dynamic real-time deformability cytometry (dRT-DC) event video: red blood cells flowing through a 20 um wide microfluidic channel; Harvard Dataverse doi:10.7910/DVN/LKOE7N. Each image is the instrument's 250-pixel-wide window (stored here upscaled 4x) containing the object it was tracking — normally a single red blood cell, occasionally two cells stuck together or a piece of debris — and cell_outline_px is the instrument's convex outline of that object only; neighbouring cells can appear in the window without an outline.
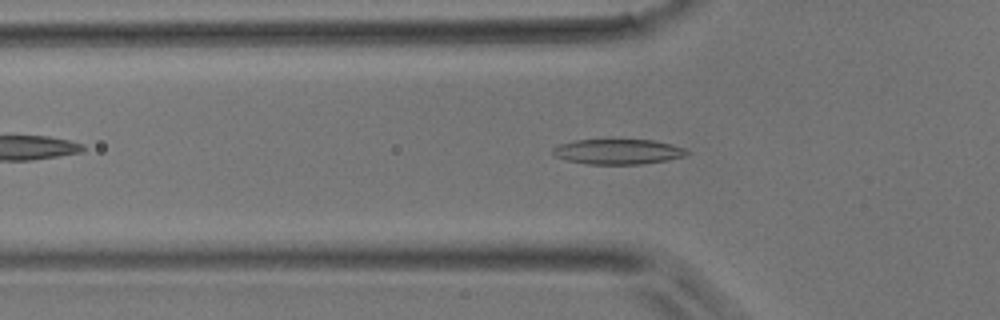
{"species": "common noctule bat (a hibernating species)", "species_latin": "Nyctalus noctula", "temperature_condition": "room temperature", "stored_images_in_passage": 40, "camera_frame_rate_fps": 3000, "um_per_image_px": 0.085, "animal": {"sex": "male", "body_mass_g": 17.9}, "frame": {"image": 1, "passage_image": 12, "time_ms": 3.667, "image_size_px": [1000, 320], "cell_outline_px": [[692, 152], [684, 156], [668, 160], [644, 164], [588, 164], [568, 160], [552, 156], [552, 148], [560, 144], [576, 140], [652, 140], [672, 144], [684, 148]], "centroid_in_image_um": [52.54, 12.89], "position_along_channel_um": 73.3, "area_um2": 19.71}}
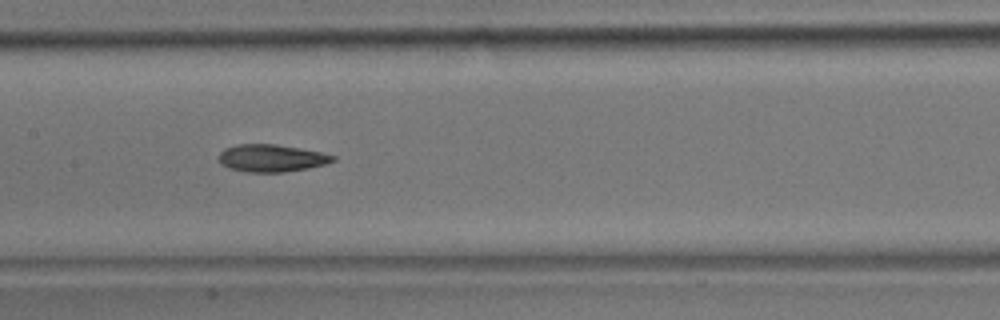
{"frame": {"image": 2, "passage_image": 20, "time_ms": 6.333, "image_size_px": [1000, 320], "cell_outline_px": [[336, 160], [324, 164], [308, 168], [284, 172], [248, 172], [228, 168], [220, 164], [220, 152], [224, 148], [236, 144], [276, 144], [300, 148], [320, 152], [336, 156]], "centroid_in_image_um": [23.06, 13.44], "position_along_channel_um": 184.3, "area_um2": 18.21}}
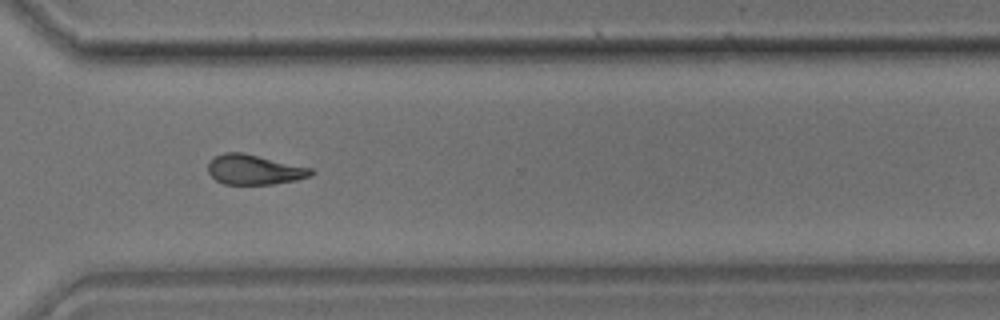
{"frame": {"image": 3, "passage_image": 32, "time_ms": 10.333, "image_size_px": [1000, 320], "cell_outline_px": [[316, 172], [312, 176], [296, 180], [272, 184], [224, 184], [216, 180], [208, 172], [208, 164], [216, 156], [224, 152], [244, 152], [312, 168]], "centroid_in_image_um": [21.65, 14.41], "position_along_channel_um": 348.9, "area_um2": 18.03}}